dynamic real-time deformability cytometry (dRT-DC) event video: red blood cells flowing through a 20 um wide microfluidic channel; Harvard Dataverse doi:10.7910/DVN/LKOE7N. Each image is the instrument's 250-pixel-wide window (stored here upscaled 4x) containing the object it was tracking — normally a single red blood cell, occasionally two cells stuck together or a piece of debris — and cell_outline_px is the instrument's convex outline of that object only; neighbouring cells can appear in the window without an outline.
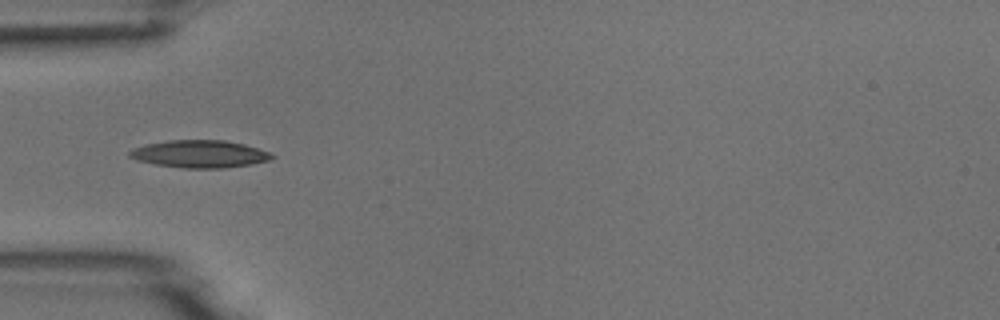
{"species": "common noctule bat (a hibernating species)", "species_latin": "Nyctalus noctula", "temperature_condition": "room temperature", "stored_images_in_passage": 6, "camera_frame_rate_fps": 3000, "um_per_image_px": 0.085, "animal": {"sex": "male", "body_mass_g": 18.8}, "frame": {"image": 1, "passage_image": 4, "time_ms": 5.333, "image_size_px": [1000, 320], "cell_outline_px": [[276, 156], [268, 160], [252, 164], [224, 168], [184, 168], [156, 164], [136, 160], [128, 156], [128, 152], [132, 148], [144, 144], [168, 140], [224, 140], [244, 144], [268, 152]], "centroid_in_image_um": [16.92, 13.08], "position_along_channel_um": 68.1, "area_um2": 22.77}}